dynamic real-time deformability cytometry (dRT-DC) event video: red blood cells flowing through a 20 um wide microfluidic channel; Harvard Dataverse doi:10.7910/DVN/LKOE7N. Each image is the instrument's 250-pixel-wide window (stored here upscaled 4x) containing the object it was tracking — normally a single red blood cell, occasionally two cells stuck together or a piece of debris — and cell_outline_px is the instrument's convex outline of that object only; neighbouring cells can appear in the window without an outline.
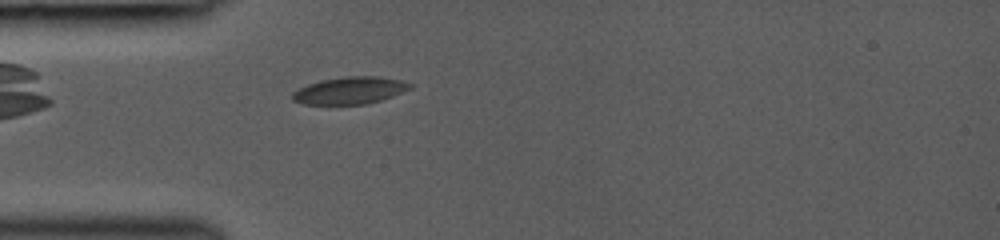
{"species": "common noctule bat (a hibernating species)", "species_latin": "Nyctalus noctula", "temperature_condition": "room temperature", "stored_images_in_passage": 8, "camera_frame_rate_fps": 3000, "um_per_image_px": 0.085, "animal": {"sex": "female", "body_mass_g": 19.0, "forearm_length_mm": 53.3}, "frame": {"image": 1, "passage_image": 5, "time_ms": 1.0, "image_size_px": [1000, 240], "cell_outline_px": [[412, 88], [392, 96], [368, 104], [304, 104], [292, 100], [292, 92], [308, 84], [320, 80], [348, 76], [380, 76], [400, 80], [412, 84]], "centroid_in_image_um": [29.74, 7.68], "position_along_channel_um": 55.3, "area_um2": 18.55}}